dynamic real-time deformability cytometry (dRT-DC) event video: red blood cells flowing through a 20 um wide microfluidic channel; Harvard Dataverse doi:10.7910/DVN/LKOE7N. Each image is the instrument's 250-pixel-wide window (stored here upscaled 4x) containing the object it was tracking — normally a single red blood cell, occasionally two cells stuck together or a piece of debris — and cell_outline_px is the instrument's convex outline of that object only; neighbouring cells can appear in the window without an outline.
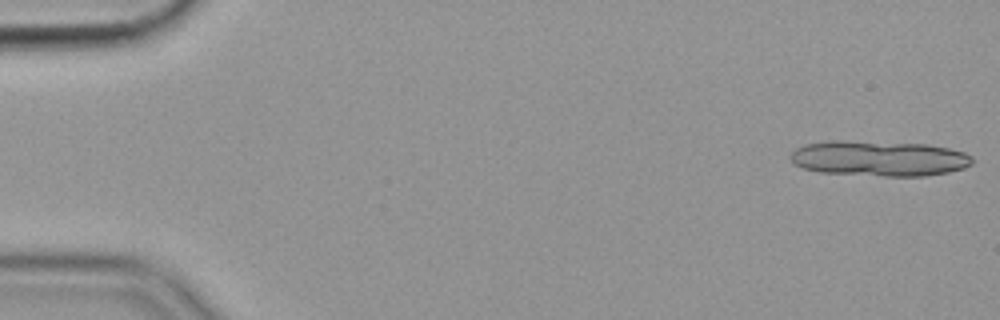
{"species": "common noctule bat (a hibernating species)", "species_latin": "Nyctalus noctula", "temperature_condition": "cold", "stored_images_in_passage": 8, "camera_frame_rate_fps": 3000, "um_per_image_px": 0.085, "animal": {"sex": "female", "body_mass_g": 19.9}, "frame": {"image": 1, "passage_image": 1, "time_ms": 0.0, "image_size_px": [1000, 320], "cell_outline_px": [[968, 164], [960, 168], [944, 172], [912, 176], [896, 176], [836, 172], [808, 168], [800, 164], [800, 148], [812, 144], [868, 144], [944, 148], [960, 152], [968, 156]], "centroid_in_image_um": [74.91, 13.54], "position_along_channel_um": 10.1, "area_um2": 31.91}}